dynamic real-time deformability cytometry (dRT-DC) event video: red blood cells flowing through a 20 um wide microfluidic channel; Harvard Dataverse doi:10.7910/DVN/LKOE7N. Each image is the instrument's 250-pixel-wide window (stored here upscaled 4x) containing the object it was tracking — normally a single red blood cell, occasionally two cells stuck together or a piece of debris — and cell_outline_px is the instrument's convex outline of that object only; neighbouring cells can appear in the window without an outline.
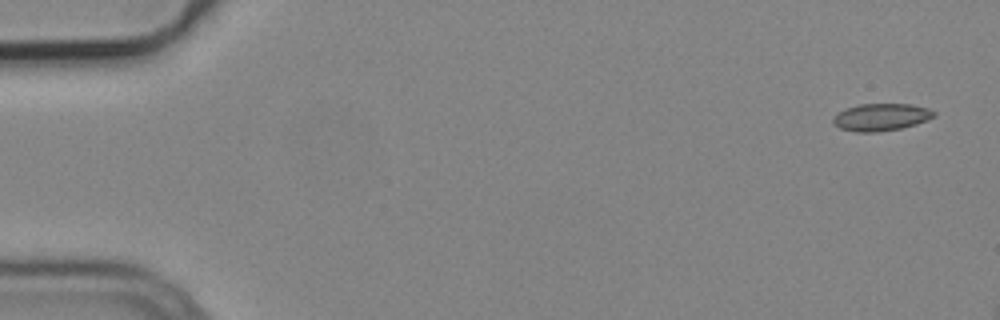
{"species": "common noctule bat (a hibernating species)", "species_latin": "Nyctalus noctula", "temperature_condition": "cold", "stored_images_in_passage": 16, "camera_frame_rate_fps": 3000, "um_per_image_px": 0.085, "animal": {"sex": "male", "body_mass_g": 19.2, "forearm_length_mm": 51.8}, "frame": {"image": 1, "passage_image": 1, "time_ms": 0.0, "image_size_px": [1000, 320], "cell_outline_px": [[936, 116], [928, 120], [916, 124], [900, 128], [876, 132], [856, 132], [840, 128], [832, 120], [840, 112], [848, 108], [860, 104], [912, 104], [928, 108], [936, 112]], "centroid_in_image_um": [74.96, 9.95], "position_along_channel_um": 10.0, "area_um2": 15.84}}
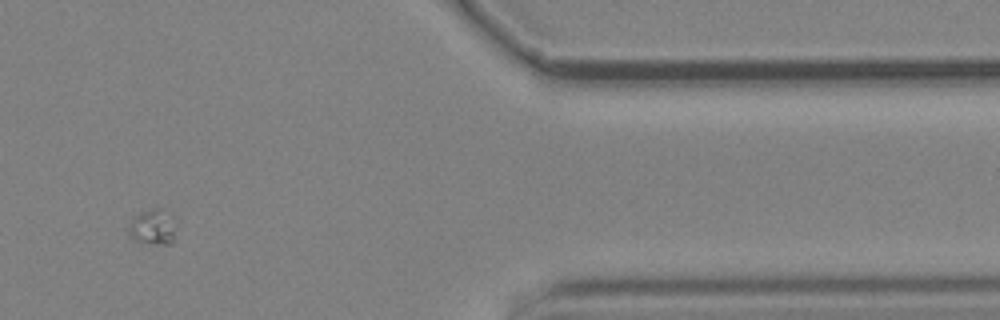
{"frame": {"image": 2, "passage_image": 13, "time_ms": 4.0, "image_size_px": [1000, 320], "cell_outline_px": [[176, 240], [172, 244], [152, 244], [132, 240], [128, 232], [128, 228], [132, 220], [140, 212], [152, 208], [164, 208], [172, 216]], "centroid_in_image_um": [13.01, 19.31], "position_along_channel_um": 398.4, "area_um2": 10.0}}